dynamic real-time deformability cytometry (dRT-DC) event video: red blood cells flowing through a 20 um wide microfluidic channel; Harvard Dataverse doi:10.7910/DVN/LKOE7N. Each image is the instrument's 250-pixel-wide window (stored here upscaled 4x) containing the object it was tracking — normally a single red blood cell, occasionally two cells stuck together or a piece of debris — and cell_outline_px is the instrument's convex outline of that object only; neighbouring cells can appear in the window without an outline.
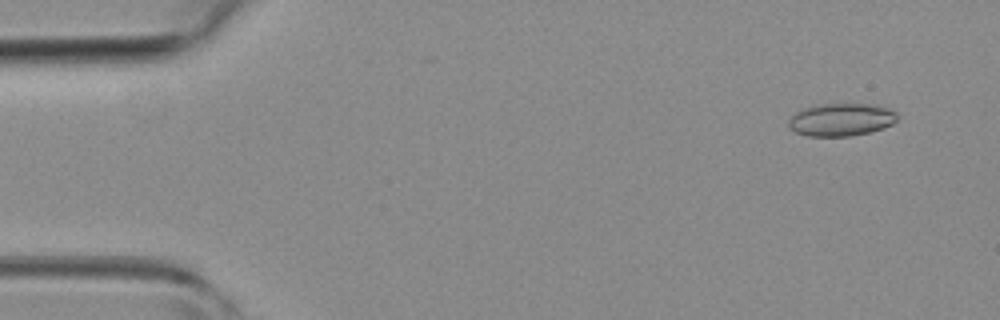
{"species": "common noctule bat (a hibernating species)", "species_latin": "Nyctalus noctula", "temperature_condition": "room temperature", "stored_images_in_passage": 5, "camera_frame_rate_fps": 3000, "um_per_image_px": 0.085, "animal": {"sex": "female", "body_mass_g": 19.3, "forearm_length_mm": 54.1}, "frame": {"image": 1, "passage_image": 1, "time_ms": 0.0, "image_size_px": [1000, 320], "cell_outline_px": [[896, 120], [892, 124], [884, 128], [868, 132], [848, 136], [808, 136], [796, 132], [788, 128], [788, 120], [800, 108], [820, 104], [872, 104], [888, 108], [896, 112]], "centroid_in_image_um": [71.46, 10.16], "position_along_channel_um": 13.5, "area_um2": 20.75}}
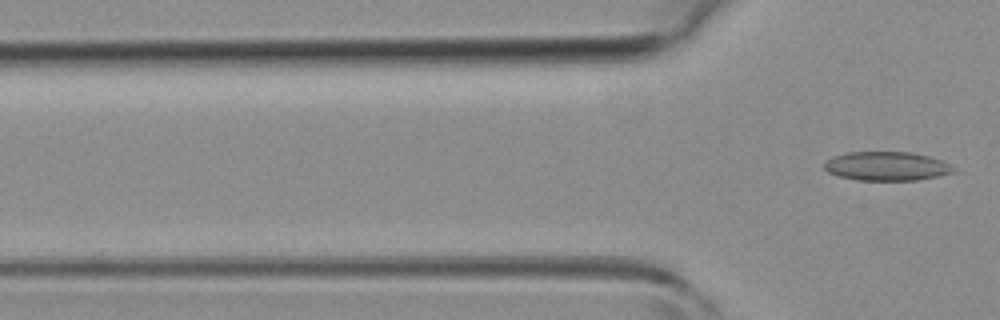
{"frame": {"image": 2, "passage_image": 5, "time_ms": 7.667, "image_size_px": [1000, 320], "cell_outline_px": [[960, 172], [916, 180], [856, 180], [840, 176], [828, 172], [824, 168], [824, 160], [832, 156], [848, 152], [912, 152], [928, 156], [940, 160], [956, 168]], "centroid_in_image_um": [75.38, 14.12], "position_along_channel_um": 50.4, "area_um2": 21.96}}